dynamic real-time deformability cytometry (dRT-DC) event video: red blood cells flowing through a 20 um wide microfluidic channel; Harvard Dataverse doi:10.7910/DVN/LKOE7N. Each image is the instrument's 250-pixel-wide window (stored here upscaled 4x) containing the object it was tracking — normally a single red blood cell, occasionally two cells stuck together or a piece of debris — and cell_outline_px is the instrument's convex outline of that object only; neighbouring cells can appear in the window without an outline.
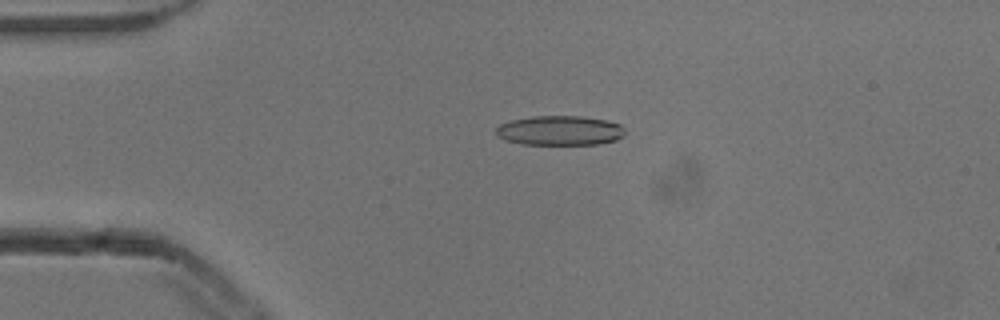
{"species": "common noctule bat (a hibernating species)", "species_latin": "Nyctalus noctula", "temperature_condition": "cold", "stored_images_in_passage": 45, "camera_frame_rate_fps": 3000, "um_per_image_px": 0.085, "animal": {"sex": "male", "body_mass_g": 13.3}, "frame": {"image": 1, "passage_image": 4, "time_ms": 1.0, "image_size_px": [1000, 320], "cell_outline_px": [[624, 136], [616, 140], [600, 144], [520, 144], [504, 140], [496, 136], [496, 128], [500, 124], [512, 120], [532, 116], [580, 116], [608, 120], [620, 124], [624, 128]], "centroid_in_image_um": [47.59, 11.09], "position_along_channel_um": 37.4, "area_um2": 22.43}}
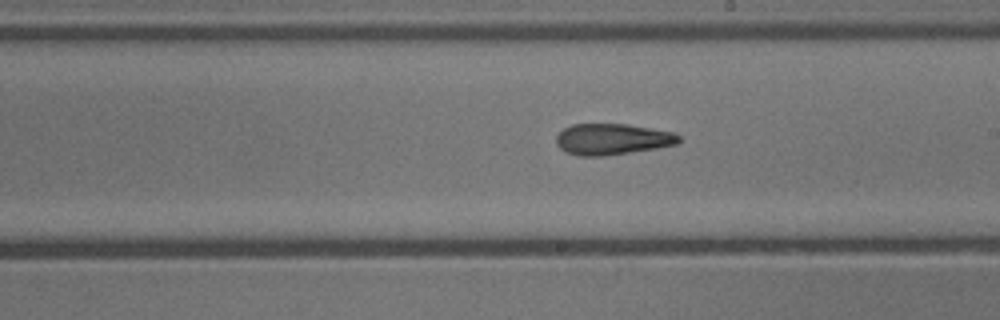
{"frame": {"image": 2, "passage_image": 22, "time_ms": 7.0, "image_size_px": [1000, 320], "cell_outline_px": [[680, 140], [676, 144], [656, 148], [604, 156], [580, 156], [568, 152], [560, 148], [556, 144], [556, 136], [564, 128], [572, 124], [628, 124], [676, 132], [680, 136]], "centroid_in_image_um": [52.06, 11.82], "position_along_channel_um": 236.9, "area_um2": 22.25}}
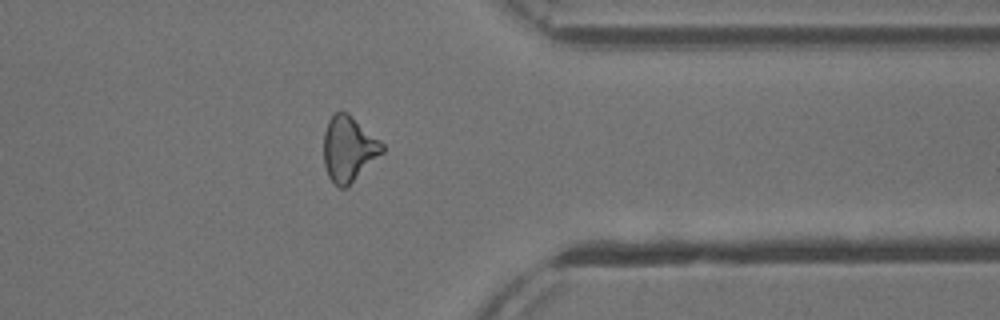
{"frame": {"image": 3, "passage_image": 34, "time_ms": 11.0, "image_size_px": [1000, 320], "cell_outline_px": [[384, 152], [344, 188], [340, 188], [328, 176], [324, 164], [324, 132], [328, 120], [336, 112], [348, 112], [380, 140], [384, 144]], "centroid_in_image_um": [29.63, 12.62], "position_along_channel_um": 381.8, "area_um2": 21.96}, "authors_computed_cell_mechanics": {"area_um2": 22.4842, "velocity_mm_per_s": 3.8766, "shape_relaxation_time_tau1_ms": null, "shape_relaxation_time_tau2_ms": 4.1368, "deformation_change_tau1": null, "deformation_change_tau2": 0.1495}}